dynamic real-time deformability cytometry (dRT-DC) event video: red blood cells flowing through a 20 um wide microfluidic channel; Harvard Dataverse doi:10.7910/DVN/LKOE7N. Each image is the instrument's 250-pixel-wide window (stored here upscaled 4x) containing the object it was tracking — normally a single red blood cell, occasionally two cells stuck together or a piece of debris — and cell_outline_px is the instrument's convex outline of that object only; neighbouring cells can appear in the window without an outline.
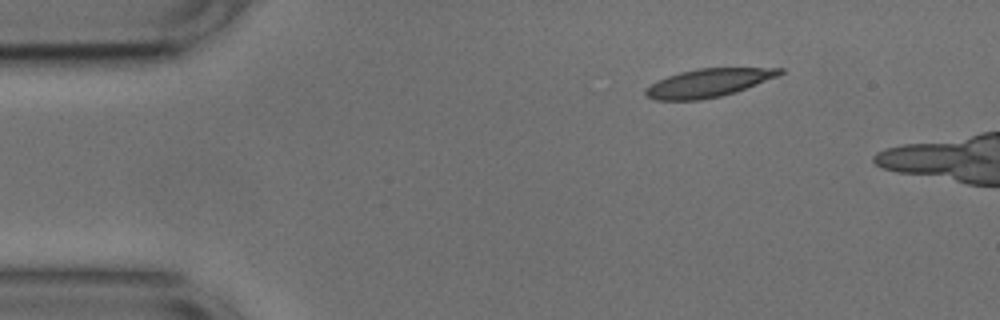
{"species": "common noctule bat (a hibernating species)", "species_latin": "Nyctalus noctula", "temperature_condition": "cold", "stored_images_in_passage": 41, "camera_frame_rate_fps": 3000, "um_per_image_px": 0.085, "animal": {"sex": "male", "body_mass_g": 17.9, "forearm_length_mm": 54.2}, "frame": {"image": 1, "passage_image": 1, "time_ms": 0.0, "image_size_px": [1000, 320], "cell_outline_px": [[784, 72], [776, 76], [736, 92], [720, 96], [700, 100], [656, 100], [644, 96], [644, 88], [668, 76], [680, 72], [700, 68], [784, 68]], "centroid_in_image_um": [60.17, 7.05], "position_along_channel_um": 24.8, "area_um2": 21.85}}
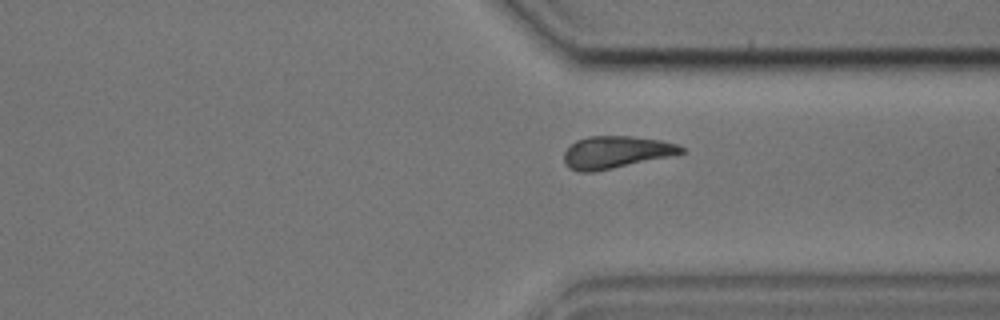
{"frame": {"image": 2, "passage_image": 33, "time_ms": 10.667, "image_size_px": [1000, 320], "cell_outline_px": [[684, 152], [668, 156], [612, 168], [592, 172], [576, 172], [568, 168], [564, 164], [564, 152], [576, 140], [588, 136], [632, 136], [660, 140], [676, 144], [684, 148]], "centroid_in_image_um": [52.29, 12.93], "position_along_channel_um": 359.1, "area_um2": 21.79}}
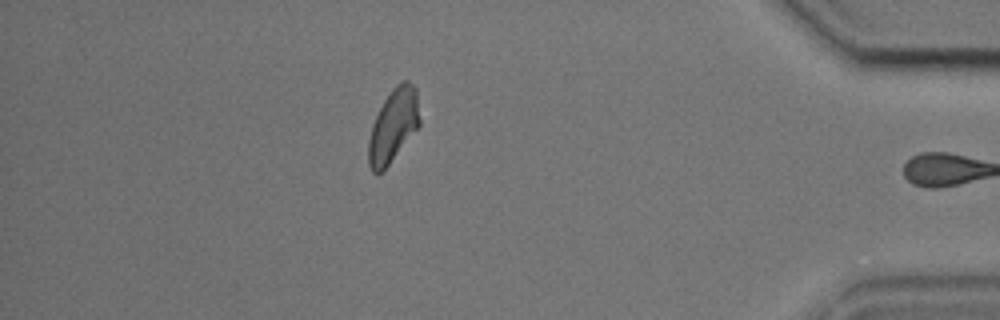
{"frame": {"image": 3, "passage_image": 40, "time_ms": 13.0, "image_size_px": [1000, 320], "cell_outline_px": [[420, 124], [388, 164], [380, 172], [372, 172], [368, 164], [368, 140], [372, 124], [384, 100], [392, 88], [396, 84], [404, 80], [408, 80], [416, 88], [420, 120]], "centroid_in_image_um": [33.42, 10.63], "position_along_channel_um": 401.8, "area_um2": 21.44}, "authors_computed_cell_mechanics": {"area_um2": 22.7154, "velocity_mm_per_s": 3.7109, "shape_relaxation_time_tau1_ms": null, "shape_relaxation_time_tau2_ms": 9.6391, "deformation_change_tau1": null, "deformation_change_tau2": 0.1922}}